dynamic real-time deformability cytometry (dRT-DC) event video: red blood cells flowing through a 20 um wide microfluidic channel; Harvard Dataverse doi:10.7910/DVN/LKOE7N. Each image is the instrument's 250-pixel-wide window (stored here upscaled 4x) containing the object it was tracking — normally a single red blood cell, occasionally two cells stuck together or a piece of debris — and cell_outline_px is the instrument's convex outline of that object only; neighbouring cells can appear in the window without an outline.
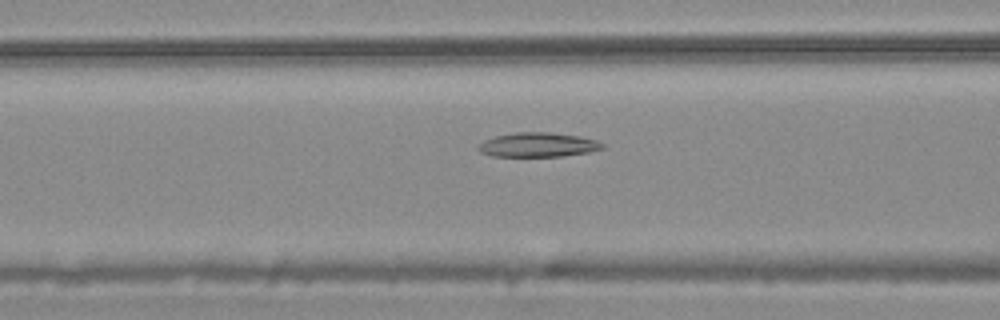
{"species": "common noctule bat (a hibernating species)", "species_latin": "Nyctalus noctula", "temperature_condition": "warm", "stored_images_in_passage": 28, "camera_frame_rate_fps": 3000, "um_per_image_px": 0.085, "animal": {"sex": "male", "body_mass_g": 20.4}, "frame": {"image": 1, "passage_image": 5, "time_ms": 1.333, "image_size_px": [1000, 320], "cell_outline_px": [[604, 148], [588, 152], [560, 156], [492, 156], [480, 152], [476, 148], [484, 140], [496, 136], [516, 132], [552, 132], [580, 136], [596, 140], [604, 144]], "centroid_in_image_um": [45.72, 12.3], "position_along_channel_um": 120.9, "area_um2": 17.57}}
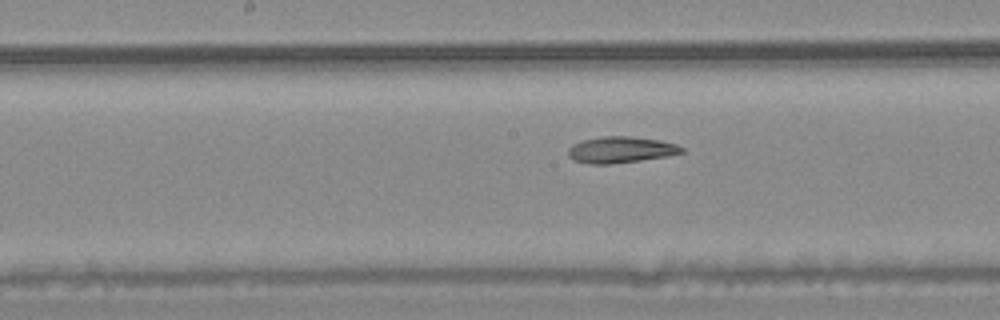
{"frame": {"image": 2, "passage_image": 11, "time_ms": 3.333, "image_size_px": [1000, 320], "cell_outline_px": [[684, 152], [668, 156], [612, 164], [588, 164], [572, 160], [568, 156], [568, 148], [572, 144], [584, 140], [604, 136], [628, 136], [660, 140], [676, 144], [684, 148]], "centroid_in_image_um": [52.75, 12.74], "position_along_channel_um": 195.5, "area_um2": 17.46}}
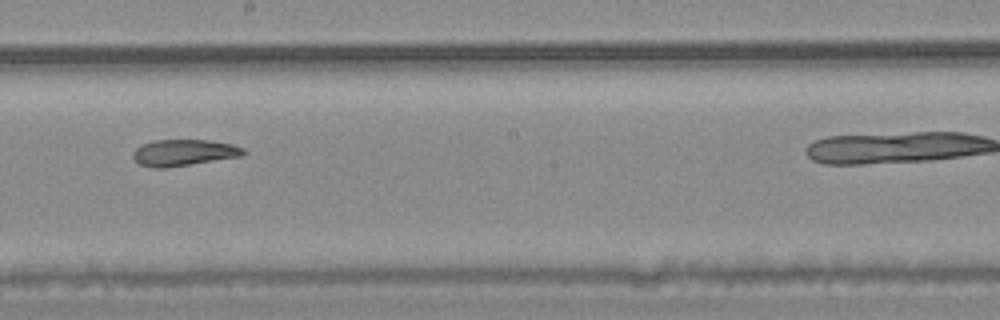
{"frame": {"image": 3, "passage_image": 14, "time_ms": 4.333, "image_size_px": [1000, 320], "cell_outline_px": [[248, 152], [244, 156], [164, 168], [152, 168], [140, 164], [132, 156], [132, 152], [136, 148], [144, 144], [156, 140], [208, 140], [232, 144], [244, 148]], "centroid_in_image_um": [15.67, 12.98], "position_along_channel_um": 232.5, "area_um2": 16.99}}